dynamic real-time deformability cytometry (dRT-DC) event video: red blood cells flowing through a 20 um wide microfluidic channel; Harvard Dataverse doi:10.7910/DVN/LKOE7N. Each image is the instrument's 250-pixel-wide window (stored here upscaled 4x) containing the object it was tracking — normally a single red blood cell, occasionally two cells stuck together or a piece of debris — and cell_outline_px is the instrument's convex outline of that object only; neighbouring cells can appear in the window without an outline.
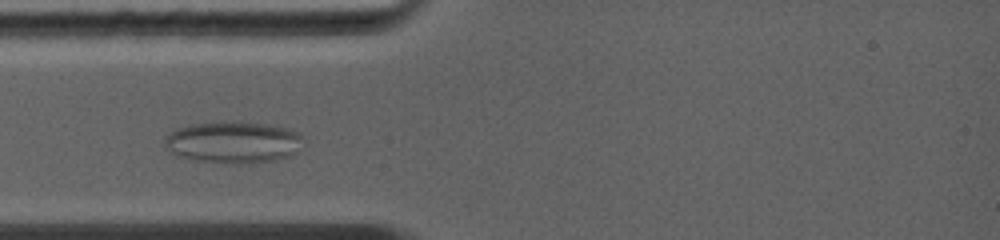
{"species": "common noctule bat (a hibernating species)", "species_latin": "Nyctalus noctula", "temperature_condition": "warm", "stored_images_in_passage": 24, "camera_frame_rate_fps": 5000, "um_per_image_px": 0.085, "animal": {"sex": "female", "body_mass_g": 19.0, "forearm_length_mm": 56.7}, "frame": {"image": 1, "passage_image": 4, "time_ms": 1.4, "image_size_px": [1000, 240], "cell_outline_px": [[304, 136], [296, 152], [292, 156], [272, 160], [192, 160], [176, 156], [164, 144], [164, 140], [176, 128], [196, 124], [260, 124], [288, 128]], "centroid_in_image_um": [19.83, 12.08], "position_along_channel_um": 65.2, "area_um2": 31.44}}
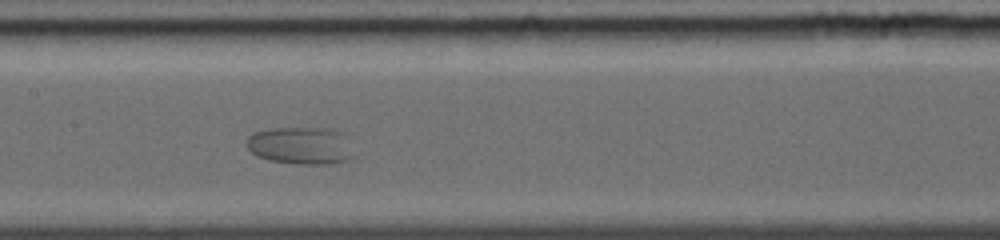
{"frame": {"image": 2, "passage_image": 11, "time_ms": 4.2, "image_size_px": [1000, 240], "cell_outline_px": [[356, 156], [348, 160], [332, 164], [296, 164], [268, 160], [256, 156], [244, 144], [248, 136], [252, 132], [272, 128], [320, 128], [340, 132]], "centroid_in_image_um": [25.5, 12.39], "position_along_channel_um": 181.9, "area_um2": 23.47}}
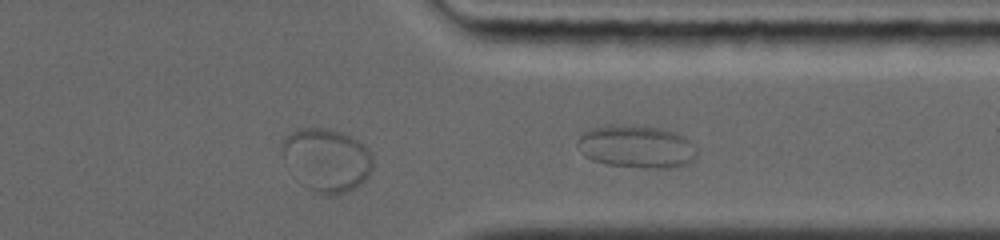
{"frame": {"image": 3, "passage_image": 21, "time_ms": 8.4, "image_size_px": [1000, 240], "cell_outline_px": [[372, 168], [368, 176], [360, 184], [336, 196], [328, 196], [316, 192], [300, 184], [296, 180], [284, 164], [284, 136], [288, 132], [304, 128], [328, 128], [340, 132], [364, 144], [372, 152]], "centroid_in_image_um": [27.75, 13.61], "position_along_channel_um": 383.7, "area_um2": 33.52}, "authors_computed_cell_mechanics": {"area_um2": 26.9637, "velocity_mm_per_s": 4.1651, "shape_relaxation_time_tau1_ms": 4.3025, "shape_relaxation_time_tau2_ms": null, "deformation_change_tau1": 0.1139, "deformation_change_tau2": null}}